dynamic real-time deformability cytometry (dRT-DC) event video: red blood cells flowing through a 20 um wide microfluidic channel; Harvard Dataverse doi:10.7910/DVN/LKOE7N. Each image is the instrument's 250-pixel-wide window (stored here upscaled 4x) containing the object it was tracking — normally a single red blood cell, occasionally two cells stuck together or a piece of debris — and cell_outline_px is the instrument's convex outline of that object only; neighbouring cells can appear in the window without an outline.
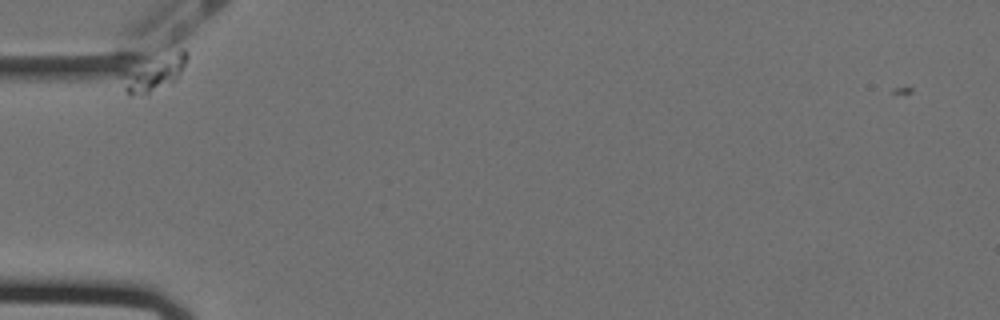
{"species": "Egyptian fruit bat (a non-hibernating species)", "species_latin": "Rousettus aegyptiacus", "temperature_condition": "cold", "stored_images_in_passage": 40, "camera_frame_rate_fps": 3000, "um_per_image_px": 0.085, "animal": {"sex": "female"}, "frame": {"image": 1, "passage_image": 2, "time_ms": 0.333, "image_size_px": [1000, 320], "cell_outline_px": [[188, 56], [176, 80], [172, 84], [148, 92], [124, 92], [116, 72], [180, 48], [184, 48], [188, 52]], "centroid_in_image_um": [13.04, 6.16], "position_along_channel_um": 72.0, "area_um2": 13.64}}
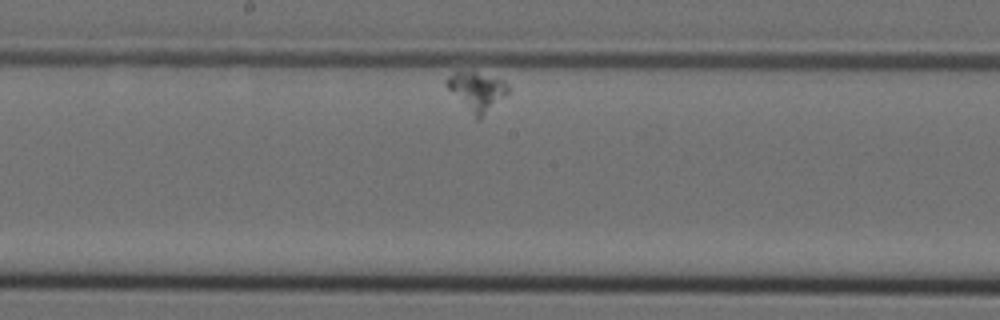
{"frame": {"image": 2, "passage_image": 23, "time_ms": 7.333, "image_size_px": [1000, 320], "cell_outline_px": [[508, 92], [480, 120], [476, 120], [444, 84], [444, 80], [448, 76], [456, 72], [476, 72], [504, 80], [508, 88]], "centroid_in_image_um": [40.5, 7.78], "position_along_channel_um": 207.7, "area_um2": 13.76}}
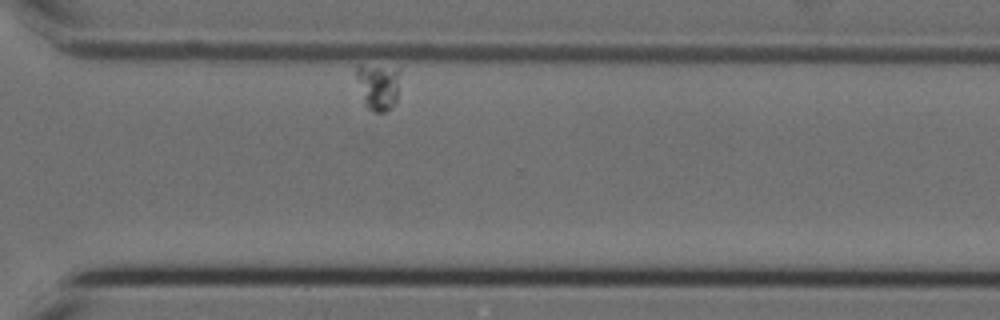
{"frame": {"image": 3, "passage_image": 39, "time_ms": 12.667, "image_size_px": [1000, 320], "cell_outline_px": [[400, 68], [396, 100], [392, 108], [384, 112], [376, 112], [368, 108], [364, 104], [356, 76], [356, 68], [360, 64]], "centroid_in_image_um": [32.14, 7.33], "position_along_channel_um": 338.5, "area_um2": 11.91}}